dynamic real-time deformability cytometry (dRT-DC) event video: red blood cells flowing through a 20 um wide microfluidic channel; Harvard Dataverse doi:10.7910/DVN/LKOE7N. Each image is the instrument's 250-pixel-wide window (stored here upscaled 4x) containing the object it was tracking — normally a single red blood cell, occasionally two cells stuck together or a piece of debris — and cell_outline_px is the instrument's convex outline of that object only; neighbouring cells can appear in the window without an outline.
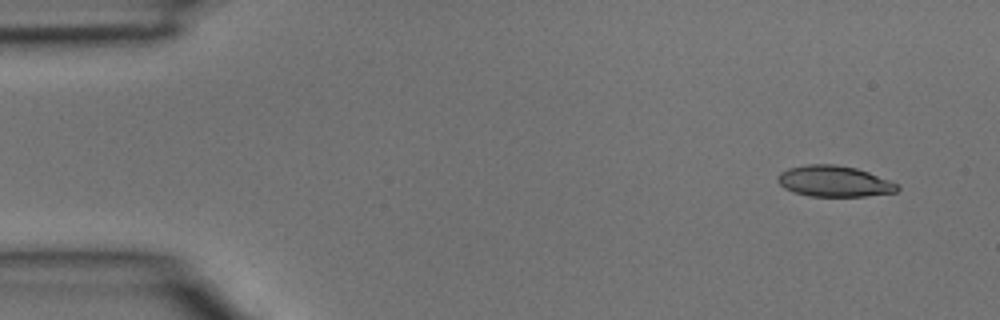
{"species": "common noctule bat (a hibernating species)", "species_latin": "Nyctalus noctula", "temperature_condition": "room temperature", "stored_images_in_passage": 4, "camera_frame_rate_fps": 3000, "um_per_image_px": 0.085, "animal": {"sex": "male", "body_mass_g": 15.6}, "frame": {"image": 1, "passage_image": 1, "time_ms": 0.0, "image_size_px": [1000, 320], "cell_outline_px": [[900, 188], [896, 192], [864, 196], [808, 196], [792, 192], [784, 188], [776, 180], [776, 176], [780, 172], [788, 168], [808, 164], [836, 164], [856, 168], [868, 172], [900, 184]], "centroid_in_image_um": [70.88, 15.4], "position_along_channel_um": 14.1, "area_um2": 21.79}}
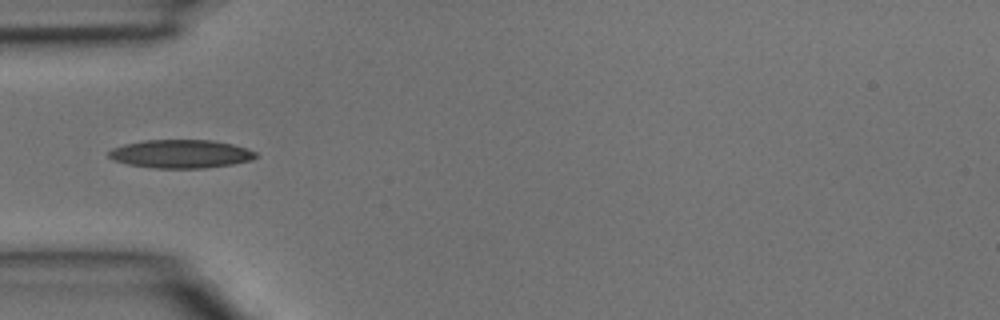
{"frame": {"image": 2, "passage_image": 4, "time_ms": 1.0, "image_size_px": [1000, 320], "cell_outline_px": [[256, 156], [252, 160], [232, 164], [204, 168], [156, 168], [128, 164], [112, 160], [108, 156], [108, 152], [112, 148], [124, 144], [144, 140], [212, 140], [232, 144], [248, 148], [256, 152]], "centroid_in_image_um": [15.36, 13.08], "position_along_channel_um": 69.6, "area_um2": 24.33}}